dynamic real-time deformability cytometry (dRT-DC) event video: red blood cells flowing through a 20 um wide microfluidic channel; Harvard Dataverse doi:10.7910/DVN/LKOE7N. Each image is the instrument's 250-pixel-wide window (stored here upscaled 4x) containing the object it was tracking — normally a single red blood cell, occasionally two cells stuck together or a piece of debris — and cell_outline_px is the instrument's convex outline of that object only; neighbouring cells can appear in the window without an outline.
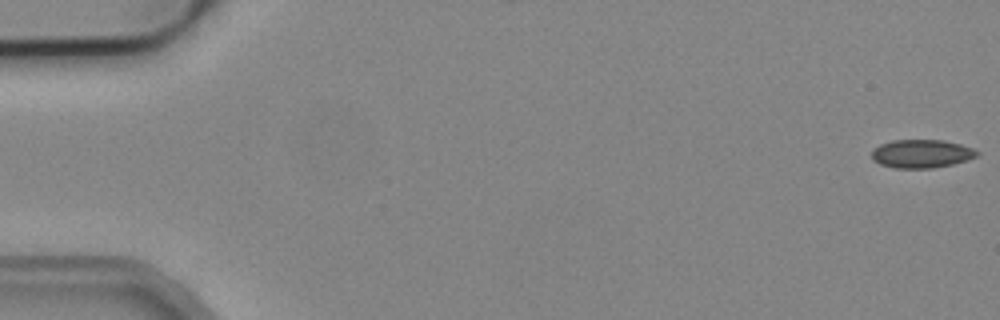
{"species": "common noctule bat (a hibernating species)", "species_latin": "Nyctalus noctula", "temperature_condition": "cold", "stored_images_in_passage": 6, "segment_of_instrument_passage": [1, 2], "camera_frame_rate_fps": 3000, "um_per_image_px": 0.085, "animal": {"sex": "male", "body_mass_g": 19.2, "forearm_length_mm": 51.8}, "frame": {"image": 1, "passage_image": 1, "time_ms": 0.0, "image_size_px": [1000, 320], "cell_outline_px": [[980, 152], [976, 156], [968, 160], [952, 164], [932, 168], [896, 168], [880, 164], [872, 160], [872, 148], [880, 144], [892, 140], [944, 140], [960, 144], [972, 148]], "centroid_in_image_um": [78.31, 13.06], "position_along_channel_um": 6.7, "area_um2": 17.46}}
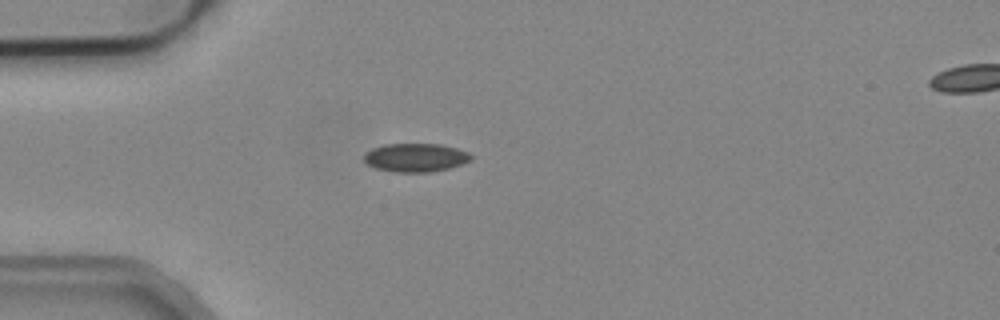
{"frame": {"image": 2, "passage_image": 5, "time_ms": 1.333, "image_size_px": [1000, 320], "cell_outline_px": [[472, 160], [448, 168], [428, 172], [396, 172], [376, 168], [368, 164], [364, 160], [364, 152], [372, 148], [384, 144], [440, 144], [456, 148], [468, 152], [472, 156]], "centroid_in_image_um": [35.3, 13.38], "position_along_channel_um": 49.7, "area_um2": 17.69}}